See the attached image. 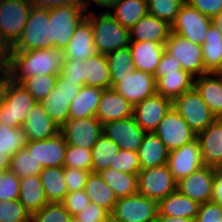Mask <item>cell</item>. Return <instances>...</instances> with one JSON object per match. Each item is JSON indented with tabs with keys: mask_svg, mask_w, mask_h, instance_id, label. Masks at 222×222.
Wrapping results in <instances>:
<instances>
[{
	"mask_svg": "<svg viewBox=\"0 0 222 222\" xmlns=\"http://www.w3.org/2000/svg\"><path fill=\"white\" fill-rule=\"evenodd\" d=\"M186 2L211 19H215L222 12V0H186Z\"/></svg>",
	"mask_w": 222,
	"mask_h": 222,
	"instance_id": "cell-54",
	"label": "cell"
},
{
	"mask_svg": "<svg viewBox=\"0 0 222 222\" xmlns=\"http://www.w3.org/2000/svg\"><path fill=\"white\" fill-rule=\"evenodd\" d=\"M39 175L48 202H61L68 193L64 167L43 168Z\"/></svg>",
	"mask_w": 222,
	"mask_h": 222,
	"instance_id": "cell-38",
	"label": "cell"
},
{
	"mask_svg": "<svg viewBox=\"0 0 222 222\" xmlns=\"http://www.w3.org/2000/svg\"><path fill=\"white\" fill-rule=\"evenodd\" d=\"M137 177L138 193L158 202L176 191L177 182L167 164L140 170Z\"/></svg>",
	"mask_w": 222,
	"mask_h": 222,
	"instance_id": "cell-12",
	"label": "cell"
},
{
	"mask_svg": "<svg viewBox=\"0 0 222 222\" xmlns=\"http://www.w3.org/2000/svg\"><path fill=\"white\" fill-rule=\"evenodd\" d=\"M195 222H222V206L214 201L200 204Z\"/></svg>",
	"mask_w": 222,
	"mask_h": 222,
	"instance_id": "cell-52",
	"label": "cell"
},
{
	"mask_svg": "<svg viewBox=\"0 0 222 222\" xmlns=\"http://www.w3.org/2000/svg\"><path fill=\"white\" fill-rule=\"evenodd\" d=\"M60 133L67 145L91 150L103 134V124L96 117L69 118L60 127Z\"/></svg>",
	"mask_w": 222,
	"mask_h": 222,
	"instance_id": "cell-13",
	"label": "cell"
},
{
	"mask_svg": "<svg viewBox=\"0 0 222 222\" xmlns=\"http://www.w3.org/2000/svg\"><path fill=\"white\" fill-rule=\"evenodd\" d=\"M103 222H119V221L113 218L111 215H109Z\"/></svg>",
	"mask_w": 222,
	"mask_h": 222,
	"instance_id": "cell-65",
	"label": "cell"
},
{
	"mask_svg": "<svg viewBox=\"0 0 222 222\" xmlns=\"http://www.w3.org/2000/svg\"><path fill=\"white\" fill-rule=\"evenodd\" d=\"M84 191L86 195L89 196L92 203L103 207L109 213L112 212L117 198L98 173L90 172L86 180Z\"/></svg>",
	"mask_w": 222,
	"mask_h": 222,
	"instance_id": "cell-36",
	"label": "cell"
},
{
	"mask_svg": "<svg viewBox=\"0 0 222 222\" xmlns=\"http://www.w3.org/2000/svg\"><path fill=\"white\" fill-rule=\"evenodd\" d=\"M134 106L113 88L103 90L96 118L105 124L110 121L123 120L133 116Z\"/></svg>",
	"mask_w": 222,
	"mask_h": 222,
	"instance_id": "cell-22",
	"label": "cell"
},
{
	"mask_svg": "<svg viewBox=\"0 0 222 222\" xmlns=\"http://www.w3.org/2000/svg\"><path fill=\"white\" fill-rule=\"evenodd\" d=\"M118 151V145H116L106 135L102 134L91 149L92 172L98 173L103 169L110 168V165L114 162Z\"/></svg>",
	"mask_w": 222,
	"mask_h": 222,
	"instance_id": "cell-39",
	"label": "cell"
},
{
	"mask_svg": "<svg viewBox=\"0 0 222 222\" xmlns=\"http://www.w3.org/2000/svg\"><path fill=\"white\" fill-rule=\"evenodd\" d=\"M6 172V169L0 168V177Z\"/></svg>",
	"mask_w": 222,
	"mask_h": 222,
	"instance_id": "cell-67",
	"label": "cell"
},
{
	"mask_svg": "<svg viewBox=\"0 0 222 222\" xmlns=\"http://www.w3.org/2000/svg\"><path fill=\"white\" fill-rule=\"evenodd\" d=\"M86 17L93 29V41L98 54L107 55L129 46V29L120 25L107 9L100 16L87 12Z\"/></svg>",
	"mask_w": 222,
	"mask_h": 222,
	"instance_id": "cell-2",
	"label": "cell"
},
{
	"mask_svg": "<svg viewBox=\"0 0 222 222\" xmlns=\"http://www.w3.org/2000/svg\"><path fill=\"white\" fill-rule=\"evenodd\" d=\"M167 165L177 182L204 166L198 139L169 152Z\"/></svg>",
	"mask_w": 222,
	"mask_h": 222,
	"instance_id": "cell-16",
	"label": "cell"
},
{
	"mask_svg": "<svg viewBox=\"0 0 222 222\" xmlns=\"http://www.w3.org/2000/svg\"><path fill=\"white\" fill-rule=\"evenodd\" d=\"M218 74L222 75V68H221V70L218 72Z\"/></svg>",
	"mask_w": 222,
	"mask_h": 222,
	"instance_id": "cell-68",
	"label": "cell"
},
{
	"mask_svg": "<svg viewBox=\"0 0 222 222\" xmlns=\"http://www.w3.org/2000/svg\"><path fill=\"white\" fill-rule=\"evenodd\" d=\"M164 45L165 51L172 59L181 63L183 70L194 77L207 74L202 59V45L194 44L173 32H170Z\"/></svg>",
	"mask_w": 222,
	"mask_h": 222,
	"instance_id": "cell-11",
	"label": "cell"
},
{
	"mask_svg": "<svg viewBox=\"0 0 222 222\" xmlns=\"http://www.w3.org/2000/svg\"><path fill=\"white\" fill-rule=\"evenodd\" d=\"M202 59L207 73H218L222 68V31L213 22L202 44Z\"/></svg>",
	"mask_w": 222,
	"mask_h": 222,
	"instance_id": "cell-30",
	"label": "cell"
},
{
	"mask_svg": "<svg viewBox=\"0 0 222 222\" xmlns=\"http://www.w3.org/2000/svg\"><path fill=\"white\" fill-rule=\"evenodd\" d=\"M20 178L9 170L0 177V201H11L19 198Z\"/></svg>",
	"mask_w": 222,
	"mask_h": 222,
	"instance_id": "cell-49",
	"label": "cell"
},
{
	"mask_svg": "<svg viewBox=\"0 0 222 222\" xmlns=\"http://www.w3.org/2000/svg\"><path fill=\"white\" fill-rule=\"evenodd\" d=\"M169 151L153 133H146L137 150L141 170L167 164Z\"/></svg>",
	"mask_w": 222,
	"mask_h": 222,
	"instance_id": "cell-28",
	"label": "cell"
},
{
	"mask_svg": "<svg viewBox=\"0 0 222 222\" xmlns=\"http://www.w3.org/2000/svg\"><path fill=\"white\" fill-rule=\"evenodd\" d=\"M197 139L204 166L219 170L222 167V118L197 134Z\"/></svg>",
	"mask_w": 222,
	"mask_h": 222,
	"instance_id": "cell-21",
	"label": "cell"
},
{
	"mask_svg": "<svg viewBox=\"0 0 222 222\" xmlns=\"http://www.w3.org/2000/svg\"><path fill=\"white\" fill-rule=\"evenodd\" d=\"M158 213V201L137 193L117 199L110 215L119 222H155Z\"/></svg>",
	"mask_w": 222,
	"mask_h": 222,
	"instance_id": "cell-8",
	"label": "cell"
},
{
	"mask_svg": "<svg viewBox=\"0 0 222 222\" xmlns=\"http://www.w3.org/2000/svg\"><path fill=\"white\" fill-rule=\"evenodd\" d=\"M18 200L30 214L41 210L48 203L40 175L20 178Z\"/></svg>",
	"mask_w": 222,
	"mask_h": 222,
	"instance_id": "cell-32",
	"label": "cell"
},
{
	"mask_svg": "<svg viewBox=\"0 0 222 222\" xmlns=\"http://www.w3.org/2000/svg\"><path fill=\"white\" fill-rule=\"evenodd\" d=\"M185 2L186 0H149L147 2L148 14L171 26Z\"/></svg>",
	"mask_w": 222,
	"mask_h": 222,
	"instance_id": "cell-43",
	"label": "cell"
},
{
	"mask_svg": "<svg viewBox=\"0 0 222 222\" xmlns=\"http://www.w3.org/2000/svg\"><path fill=\"white\" fill-rule=\"evenodd\" d=\"M84 85L111 88V76L106 55L96 54L83 61Z\"/></svg>",
	"mask_w": 222,
	"mask_h": 222,
	"instance_id": "cell-33",
	"label": "cell"
},
{
	"mask_svg": "<svg viewBox=\"0 0 222 222\" xmlns=\"http://www.w3.org/2000/svg\"><path fill=\"white\" fill-rule=\"evenodd\" d=\"M83 85L78 81L68 80L61 72L56 86L40 102L51 120L60 128L69 119L70 103L78 95Z\"/></svg>",
	"mask_w": 222,
	"mask_h": 222,
	"instance_id": "cell-5",
	"label": "cell"
},
{
	"mask_svg": "<svg viewBox=\"0 0 222 222\" xmlns=\"http://www.w3.org/2000/svg\"><path fill=\"white\" fill-rule=\"evenodd\" d=\"M154 133L169 152L197 138L189 125L173 108L164 116Z\"/></svg>",
	"mask_w": 222,
	"mask_h": 222,
	"instance_id": "cell-14",
	"label": "cell"
},
{
	"mask_svg": "<svg viewBox=\"0 0 222 222\" xmlns=\"http://www.w3.org/2000/svg\"><path fill=\"white\" fill-rule=\"evenodd\" d=\"M46 48H53L48 8L34 3L31 6L21 38L14 45V51H31Z\"/></svg>",
	"mask_w": 222,
	"mask_h": 222,
	"instance_id": "cell-3",
	"label": "cell"
},
{
	"mask_svg": "<svg viewBox=\"0 0 222 222\" xmlns=\"http://www.w3.org/2000/svg\"><path fill=\"white\" fill-rule=\"evenodd\" d=\"M0 222H31V214L18 199L1 200Z\"/></svg>",
	"mask_w": 222,
	"mask_h": 222,
	"instance_id": "cell-47",
	"label": "cell"
},
{
	"mask_svg": "<svg viewBox=\"0 0 222 222\" xmlns=\"http://www.w3.org/2000/svg\"><path fill=\"white\" fill-rule=\"evenodd\" d=\"M199 203L177 190L158 202L159 214L195 220Z\"/></svg>",
	"mask_w": 222,
	"mask_h": 222,
	"instance_id": "cell-31",
	"label": "cell"
},
{
	"mask_svg": "<svg viewBox=\"0 0 222 222\" xmlns=\"http://www.w3.org/2000/svg\"><path fill=\"white\" fill-rule=\"evenodd\" d=\"M67 143L59 132L44 140L29 141L25 149L43 168L63 167Z\"/></svg>",
	"mask_w": 222,
	"mask_h": 222,
	"instance_id": "cell-20",
	"label": "cell"
},
{
	"mask_svg": "<svg viewBox=\"0 0 222 222\" xmlns=\"http://www.w3.org/2000/svg\"><path fill=\"white\" fill-rule=\"evenodd\" d=\"M214 77V78H213ZM217 119L222 118V75L207 73L194 78V86Z\"/></svg>",
	"mask_w": 222,
	"mask_h": 222,
	"instance_id": "cell-25",
	"label": "cell"
},
{
	"mask_svg": "<svg viewBox=\"0 0 222 222\" xmlns=\"http://www.w3.org/2000/svg\"><path fill=\"white\" fill-rule=\"evenodd\" d=\"M83 61L79 59H65L61 73L72 81H78L84 85Z\"/></svg>",
	"mask_w": 222,
	"mask_h": 222,
	"instance_id": "cell-55",
	"label": "cell"
},
{
	"mask_svg": "<svg viewBox=\"0 0 222 222\" xmlns=\"http://www.w3.org/2000/svg\"><path fill=\"white\" fill-rule=\"evenodd\" d=\"M103 90L99 87L83 85L78 95L70 103L69 118L96 117Z\"/></svg>",
	"mask_w": 222,
	"mask_h": 222,
	"instance_id": "cell-29",
	"label": "cell"
},
{
	"mask_svg": "<svg viewBox=\"0 0 222 222\" xmlns=\"http://www.w3.org/2000/svg\"><path fill=\"white\" fill-rule=\"evenodd\" d=\"M22 128L26 131L29 141L48 139L60 132V128L51 120L40 103L34 105L27 114Z\"/></svg>",
	"mask_w": 222,
	"mask_h": 222,
	"instance_id": "cell-27",
	"label": "cell"
},
{
	"mask_svg": "<svg viewBox=\"0 0 222 222\" xmlns=\"http://www.w3.org/2000/svg\"><path fill=\"white\" fill-rule=\"evenodd\" d=\"M170 32V25L150 14L143 16L129 29L130 41H153L157 43H165Z\"/></svg>",
	"mask_w": 222,
	"mask_h": 222,
	"instance_id": "cell-26",
	"label": "cell"
},
{
	"mask_svg": "<svg viewBox=\"0 0 222 222\" xmlns=\"http://www.w3.org/2000/svg\"><path fill=\"white\" fill-rule=\"evenodd\" d=\"M194 78V76L185 70H181L179 73H167L166 76L160 77L156 81V94L173 101L182 93L193 88Z\"/></svg>",
	"mask_w": 222,
	"mask_h": 222,
	"instance_id": "cell-34",
	"label": "cell"
},
{
	"mask_svg": "<svg viewBox=\"0 0 222 222\" xmlns=\"http://www.w3.org/2000/svg\"><path fill=\"white\" fill-rule=\"evenodd\" d=\"M212 201L219 203L222 206V171L216 170L214 176Z\"/></svg>",
	"mask_w": 222,
	"mask_h": 222,
	"instance_id": "cell-58",
	"label": "cell"
},
{
	"mask_svg": "<svg viewBox=\"0 0 222 222\" xmlns=\"http://www.w3.org/2000/svg\"><path fill=\"white\" fill-rule=\"evenodd\" d=\"M90 171L64 167V178L68 192L84 190Z\"/></svg>",
	"mask_w": 222,
	"mask_h": 222,
	"instance_id": "cell-51",
	"label": "cell"
},
{
	"mask_svg": "<svg viewBox=\"0 0 222 222\" xmlns=\"http://www.w3.org/2000/svg\"><path fill=\"white\" fill-rule=\"evenodd\" d=\"M58 75H34L25 78L21 84L40 103L56 86Z\"/></svg>",
	"mask_w": 222,
	"mask_h": 222,
	"instance_id": "cell-44",
	"label": "cell"
},
{
	"mask_svg": "<svg viewBox=\"0 0 222 222\" xmlns=\"http://www.w3.org/2000/svg\"><path fill=\"white\" fill-rule=\"evenodd\" d=\"M61 203L71 216H75L82 212V210L87 207L91 201L85 191L80 190L76 192H68Z\"/></svg>",
	"mask_w": 222,
	"mask_h": 222,
	"instance_id": "cell-50",
	"label": "cell"
},
{
	"mask_svg": "<svg viewBox=\"0 0 222 222\" xmlns=\"http://www.w3.org/2000/svg\"><path fill=\"white\" fill-rule=\"evenodd\" d=\"M215 168L203 166L177 181L176 190L199 204L212 201Z\"/></svg>",
	"mask_w": 222,
	"mask_h": 222,
	"instance_id": "cell-17",
	"label": "cell"
},
{
	"mask_svg": "<svg viewBox=\"0 0 222 222\" xmlns=\"http://www.w3.org/2000/svg\"><path fill=\"white\" fill-rule=\"evenodd\" d=\"M181 70H183L181 63L172 59V57L164 51L154 77L157 81L160 77L166 76L167 73H179Z\"/></svg>",
	"mask_w": 222,
	"mask_h": 222,
	"instance_id": "cell-57",
	"label": "cell"
},
{
	"mask_svg": "<svg viewBox=\"0 0 222 222\" xmlns=\"http://www.w3.org/2000/svg\"><path fill=\"white\" fill-rule=\"evenodd\" d=\"M109 215L110 213L103 207L91 202L75 217L79 222H103Z\"/></svg>",
	"mask_w": 222,
	"mask_h": 222,
	"instance_id": "cell-53",
	"label": "cell"
},
{
	"mask_svg": "<svg viewBox=\"0 0 222 222\" xmlns=\"http://www.w3.org/2000/svg\"><path fill=\"white\" fill-rule=\"evenodd\" d=\"M8 170L19 178H25L28 176L39 175L43 170V167L37 162L33 154H29L24 148L11 157Z\"/></svg>",
	"mask_w": 222,
	"mask_h": 222,
	"instance_id": "cell-42",
	"label": "cell"
},
{
	"mask_svg": "<svg viewBox=\"0 0 222 222\" xmlns=\"http://www.w3.org/2000/svg\"><path fill=\"white\" fill-rule=\"evenodd\" d=\"M29 143L26 131L22 128H11L0 123V156H13Z\"/></svg>",
	"mask_w": 222,
	"mask_h": 222,
	"instance_id": "cell-40",
	"label": "cell"
},
{
	"mask_svg": "<svg viewBox=\"0 0 222 222\" xmlns=\"http://www.w3.org/2000/svg\"><path fill=\"white\" fill-rule=\"evenodd\" d=\"M110 76H111V88H113L116 84L119 83V78L128 75L131 71H133L134 64L132 60V54L129 46L118 49L106 55Z\"/></svg>",
	"mask_w": 222,
	"mask_h": 222,
	"instance_id": "cell-41",
	"label": "cell"
},
{
	"mask_svg": "<svg viewBox=\"0 0 222 222\" xmlns=\"http://www.w3.org/2000/svg\"><path fill=\"white\" fill-rule=\"evenodd\" d=\"M103 134L118 145L119 150L137 152L146 132L137 125L132 116L103 124Z\"/></svg>",
	"mask_w": 222,
	"mask_h": 222,
	"instance_id": "cell-19",
	"label": "cell"
},
{
	"mask_svg": "<svg viewBox=\"0 0 222 222\" xmlns=\"http://www.w3.org/2000/svg\"><path fill=\"white\" fill-rule=\"evenodd\" d=\"M63 167L77 168L92 172L91 150L67 145Z\"/></svg>",
	"mask_w": 222,
	"mask_h": 222,
	"instance_id": "cell-46",
	"label": "cell"
},
{
	"mask_svg": "<svg viewBox=\"0 0 222 222\" xmlns=\"http://www.w3.org/2000/svg\"><path fill=\"white\" fill-rule=\"evenodd\" d=\"M34 0H0V33L12 44L21 38Z\"/></svg>",
	"mask_w": 222,
	"mask_h": 222,
	"instance_id": "cell-9",
	"label": "cell"
},
{
	"mask_svg": "<svg viewBox=\"0 0 222 222\" xmlns=\"http://www.w3.org/2000/svg\"><path fill=\"white\" fill-rule=\"evenodd\" d=\"M11 156H0V168L9 169Z\"/></svg>",
	"mask_w": 222,
	"mask_h": 222,
	"instance_id": "cell-63",
	"label": "cell"
},
{
	"mask_svg": "<svg viewBox=\"0 0 222 222\" xmlns=\"http://www.w3.org/2000/svg\"><path fill=\"white\" fill-rule=\"evenodd\" d=\"M48 14L53 48L64 50L87 11L82 3H69L48 8Z\"/></svg>",
	"mask_w": 222,
	"mask_h": 222,
	"instance_id": "cell-4",
	"label": "cell"
},
{
	"mask_svg": "<svg viewBox=\"0 0 222 222\" xmlns=\"http://www.w3.org/2000/svg\"><path fill=\"white\" fill-rule=\"evenodd\" d=\"M35 4H38L45 8L66 5L69 3H81L80 0H34Z\"/></svg>",
	"mask_w": 222,
	"mask_h": 222,
	"instance_id": "cell-59",
	"label": "cell"
},
{
	"mask_svg": "<svg viewBox=\"0 0 222 222\" xmlns=\"http://www.w3.org/2000/svg\"><path fill=\"white\" fill-rule=\"evenodd\" d=\"M171 108L172 100L155 94L134 106L133 117L146 133H153Z\"/></svg>",
	"mask_w": 222,
	"mask_h": 222,
	"instance_id": "cell-18",
	"label": "cell"
},
{
	"mask_svg": "<svg viewBox=\"0 0 222 222\" xmlns=\"http://www.w3.org/2000/svg\"><path fill=\"white\" fill-rule=\"evenodd\" d=\"M70 217L61 202H48L41 210L31 214V222H68Z\"/></svg>",
	"mask_w": 222,
	"mask_h": 222,
	"instance_id": "cell-45",
	"label": "cell"
},
{
	"mask_svg": "<svg viewBox=\"0 0 222 222\" xmlns=\"http://www.w3.org/2000/svg\"><path fill=\"white\" fill-rule=\"evenodd\" d=\"M172 108L179 113L196 135L217 119L194 87L176 97L172 101Z\"/></svg>",
	"mask_w": 222,
	"mask_h": 222,
	"instance_id": "cell-7",
	"label": "cell"
},
{
	"mask_svg": "<svg viewBox=\"0 0 222 222\" xmlns=\"http://www.w3.org/2000/svg\"><path fill=\"white\" fill-rule=\"evenodd\" d=\"M213 22V19L185 2L171 25V32L194 44L202 45L208 28Z\"/></svg>",
	"mask_w": 222,
	"mask_h": 222,
	"instance_id": "cell-10",
	"label": "cell"
},
{
	"mask_svg": "<svg viewBox=\"0 0 222 222\" xmlns=\"http://www.w3.org/2000/svg\"><path fill=\"white\" fill-rule=\"evenodd\" d=\"M98 174L111 188L117 199L138 193L137 175L116 171L112 168L103 169Z\"/></svg>",
	"mask_w": 222,
	"mask_h": 222,
	"instance_id": "cell-35",
	"label": "cell"
},
{
	"mask_svg": "<svg viewBox=\"0 0 222 222\" xmlns=\"http://www.w3.org/2000/svg\"><path fill=\"white\" fill-rule=\"evenodd\" d=\"M14 44L0 33V74L7 73L12 65Z\"/></svg>",
	"mask_w": 222,
	"mask_h": 222,
	"instance_id": "cell-56",
	"label": "cell"
},
{
	"mask_svg": "<svg viewBox=\"0 0 222 222\" xmlns=\"http://www.w3.org/2000/svg\"><path fill=\"white\" fill-rule=\"evenodd\" d=\"M155 222H195V220L180 217L162 216L158 213Z\"/></svg>",
	"mask_w": 222,
	"mask_h": 222,
	"instance_id": "cell-62",
	"label": "cell"
},
{
	"mask_svg": "<svg viewBox=\"0 0 222 222\" xmlns=\"http://www.w3.org/2000/svg\"><path fill=\"white\" fill-rule=\"evenodd\" d=\"M119 0H80L86 11L88 12V6H92L91 2L99 5V7L109 8V10L118 2Z\"/></svg>",
	"mask_w": 222,
	"mask_h": 222,
	"instance_id": "cell-60",
	"label": "cell"
},
{
	"mask_svg": "<svg viewBox=\"0 0 222 222\" xmlns=\"http://www.w3.org/2000/svg\"><path fill=\"white\" fill-rule=\"evenodd\" d=\"M38 102L21 84L8 80L4 105L0 109V123L11 128L24 124L27 114Z\"/></svg>",
	"mask_w": 222,
	"mask_h": 222,
	"instance_id": "cell-6",
	"label": "cell"
},
{
	"mask_svg": "<svg viewBox=\"0 0 222 222\" xmlns=\"http://www.w3.org/2000/svg\"><path fill=\"white\" fill-rule=\"evenodd\" d=\"M113 89L135 106L156 94V80L154 75L134 69L119 78V83Z\"/></svg>",
	"mask_w": 222,
	"mask_h": 222,
	"instance_id": "cell-15",
	"label": "cell"
},
{
	"mask_svg": "<svg viewBox=\"0 0 222 222\" xmlns=\"http://www.w3.org/2000/svg\"><path fill=\"white\" fill-rule=\"evenodd\" d=\"M68 222H79L75 216H71Z\"/></svg>",
	"mask_w": 222,
	"mask_h": 222,
	"instance_id": "cell-66",
	"label": "cell"
},
{
	"mask_svg": "<svg viewBox=\"0 0 222 222\" xmlns=\"http://www.w3.org/2000/svg\"><path fill=\"white\" fill-rule=\"evenodd\" d=\"M110 168L116 171L138 175L141 168L137 152L119 150Z\"/></svg>",
	"mask_w": 222,
	"mask_h": 222,
	"instance_id": "cell-48",
	"label": "cell"
},
{
	"mask_svg": "<svg viewBox=\"0 0 222 222\" xmlns=\"http://www.w3.org/2000/svg\"><path fill=\"white\" fill-rule=\"evenodd\" d=\"M164 44L153 41H130L129 48L134 68L154 75L165 51Z\"/></svg>",
	"mask_w": 222,
	"mask_h": 222,
	"instance_id": "cell-23",
	"label": "cell"
},
{
	"mask_svg": "<svg viewBox=\"0 0 222 222\" xmlns=\"http://www.w3.org/2000/svg\"><path fill=\"white\" fill-rule=\"evenodd\" d=\"M214 20V23L221 29L222 31V12L218 14Z\"/></svg>",
	"mask_w": 222,
	"mask_h": 222,
	"instance_id": "cell-64",
	"label": "cell"
},
{
	"mask_svg": "<svg viewBox=\"0 0 222 222\" xmlns=\"http://www.w3.org/2000/svg\"><path fill=\"white\" fill-rule=\"evenodd\" d=\"M65 59L63 50L56 48L14 51L7 74L16 83L34 75H58Z\"/></svg>",
	"mask_w": 222,
	"mask_h": 222,
	"instance_id": "cell-1",
	"label": "cell"
},
{
	"mask_svg": "<svg viewBox=\"0 0 222 222\" xmlns=\"http://www.w3.org/2000/svg\"><path fill=\"white\" fill-rule=\"evenodd\" d=\"M10 79L7 73L0 74V109L4 105L5 96L7 92V83Z\"/></svg>",
	"mask_w": 222,
	"mask_h": 222,
	"instance_id": "cell-61",
	"label": "cell"
},
{
	"mask_svg": "<svg viewBox=\"0 0 222 222\" xmlns=\"http://www.w3.org/2000/svg\"><path fill=\"white\" fill-rule=\"evenodd\" d=\"M63 52L66 59L81 61L98 54L93 41V29L87 17L78 25Z\"/></svg>",
	"mask_w": 222,
	"mask_h": 222,
	"instance_id": "cell-24",
	"label": "cell"
},
{
	"mask_svg": "<svg viewBox=\"0 0 222 222\" xmlns=\"http://www.w3.org/2000/svg\"><path fill=\"white\" fill-rule=\"evenodd\" d=\"M112 9H115L114 13H111ZM108 11L120 25L130 29L148 14V7L144 0H119Z\"/></svg>",
	"mask_w": 222,
	"mask_h": 222,
	"instance_id": "cell-37",
	"label": "cell"
}]
</instances>
